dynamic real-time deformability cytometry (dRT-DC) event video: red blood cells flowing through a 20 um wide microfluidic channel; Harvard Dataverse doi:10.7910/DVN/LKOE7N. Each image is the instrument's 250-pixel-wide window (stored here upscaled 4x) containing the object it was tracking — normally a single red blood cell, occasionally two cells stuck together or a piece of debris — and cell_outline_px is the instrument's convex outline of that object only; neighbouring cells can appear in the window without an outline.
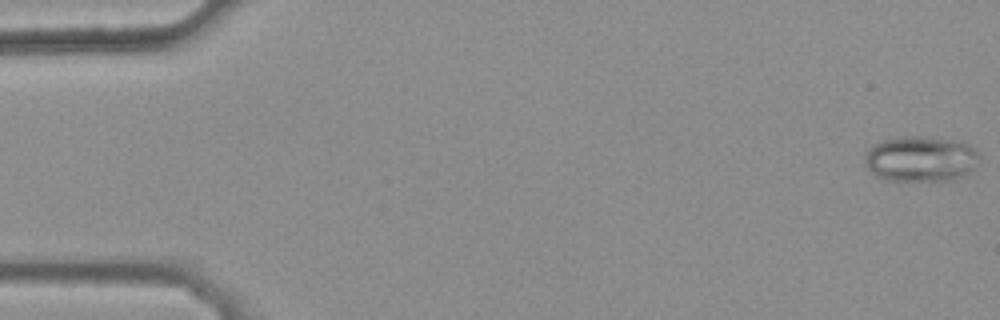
{"species": "common noctule bat (a hibernating species)", "species_latin": "Nyctalus noctula", "temperature_condition": "warm", "stored_images_in_passage": 46, "camera_frame_rate_fps": 3000, "um_per_image_px": 0.085, "animal": {"sex": "female", "body_mass_g": 25.1}, "frame": {"image": 1, "passage_image": 1, "time_ms": 0.0, "image_size_px": [1000, 320], "cell_outline_px": [[980, 156], [972, 168], [968, 172], [952, 180], [888, 180], [876, 176], [864, 164], [864, 156], [868, 148], [880, 140], [904, 136], [916, 136], [952, 140], [968, 144], [976, 148]], "centroid_in_image_um": [78.21, 13.49], "position_along_channel_um": 6.8, "area_um2": 30.29}}
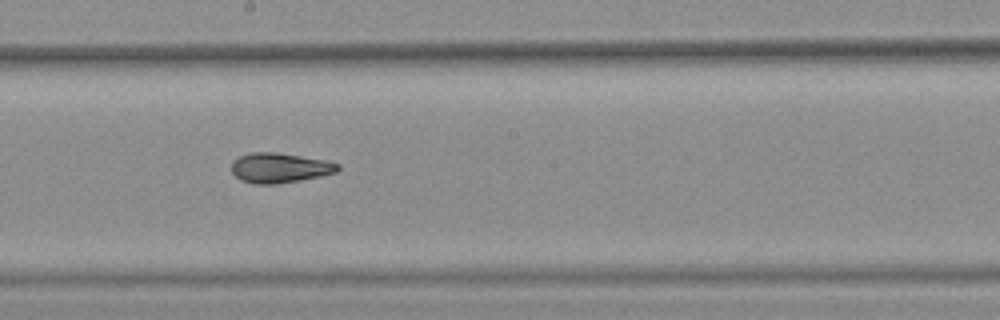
{"frame": {"image": 2, "passage_image": 29, "time_ms": 9.333, "image_size_px": [1000, 320], "cell_outline_px": [[340, 168], [336, 172], [320, 176], [300, 180], [276, 184], [252, 184], [240, 180], [232, 172], [232, 160], [240, 156], [252, 152], [276, 152], [324, 160], [340, 164]], "centroid_in_image_um": [23.75, 14.27], "position_along_channel_um": 224.5, "area_um2": 18.5}}
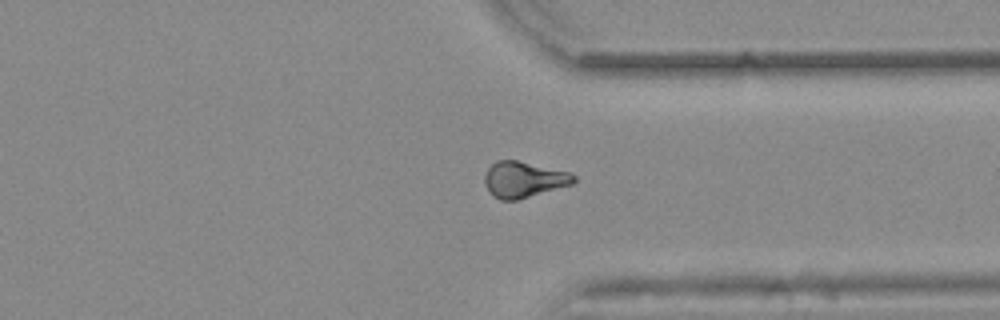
{"frame": {"image": 3, "passage_image": 40, "time_ms": 13.0, "image_size_px": [1000, 320], "cell_outline_px": [[576, 180], [572, 184], [516, 200], [500, 200], [492, 196], [488, 192], [484, 184], [484, 176], [488, 168], [496, 160], [516, 160], [572, 172], [576, 176]], "centroid_in_image_um": [44.5, 15.25], "position_along_channel_um": 366.9, "area_um2": 18.79}, "authors_computed_cell_mechanics": {"area_um2": 18.7561, "velocity_mm_per_s": 3.8943, "shape_relaxation_time_tau1_ms": null, "shape_relaxation_time_tau2_ms": 3.5413, "deformation_change_tau1": null, "deformation_change_tau2": 0.0612}}